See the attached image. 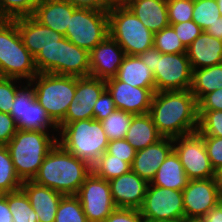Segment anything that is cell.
I'll list each match as a JSON object with an SVG mask.
<instances>
[{"instance_id":"cell-46","label":"cell","mask_w":222,"mask_h":222,"mask_svg":"<svg viewBox=\"0 0 222 222\" xmlns=\"http://www.w3.org/2000/svg\"><path fill=\"white\" fill-rule=\"evenodd\" d=\"M17 130L14 118L8 113L0 112V146H6Z\"/></svg>"},{"instance_id":"cell-41","label":"cell","mask_w":222,"mask_h":222,"mask_svg":"<svg viewBox=\"0 0 222 222\" xmlns=\"http://www.w3.org/2000/svg\"><path fill=\"white\" fill-rule=\"evenodd\" d=\"M106 152L118 159H122L130 166L132 165L136 154L134 147H132L125 138L109 141Z\"/></svg>"},{"instance_id":"cell-1","label":"cell","mask_w":222,"mask_h":222,"mask_svg":"<svg viewBox=\"0 0 222 222\" xmlns=\"http://www.w3.org/2000/svg\"><path fill=\"white\" fill-rule=\"evenodd\" d=\"M149 114L162 137L174 139L198 130V104L190 90L155 92Z\"/></svg>"},{"instance_id":"cell-42","label":"cell","mask_w":222,"mask_h":222,"mask_svg":"<svg viewBox=\"0 0 222 222\" xmlns=\"http://www.w3.org/2000/svg\"><path fill=\"white\" fill-rule=\"evenodd\" d=\"M181 43L187 48L202 32L203 30L193 20L185 21L178 24H170Z\"/></svg>"},{"instance_id":"cell-3","label":"cell","mask_w":222,"mask_h":222,"mask_svg":"<svg viewBox=\"0 0 222 222\" xmlns=\"http://www.w3.org/2000/svg\"><path fill=\"white\" fill-rule=\"evenodd\" d=\"M57 138V135L47 131L17 130L6 147L15 171L22 181L34 178L44 158L56 145Z\"/></svg>"},{"instance_id":"cell-47","label":"cell","mask_w":222,"mask_h":222,"mask_svg":"<svg viewBox=\"0 0 222 222\" xmlns=\"http://www.w3.org/2000/svg\"><path fill=\"white\" fill-rule=\"evenodd\" d=\"M197 104L198 110H222V88L206 94Z\"/></svg>"},{"instance_id":"cell-45","label":"cell","mask_w":222,"mask_h":222,"mask_svg":"<svg viewBox=\"0 0 222 222\" xmlns=\"http://www.w3.org/2000/svg\"><path fill=\"white\" fill-rule=\"evenodd\" d=\"M104 222H145L139 209L116 208Z\"/></svg>"},{"instance_id":"cell-15","label":"cell","mask_w":222,"mask_h":222,"mask_svg":"<svg viewBox=\"0 0 222 222\" xmlns=\"http://www.w3.org/2000/svg\"><path fill=\"white\" fill-rule=\"evenodd\" d=\"M182 195L185 219L205 217L222 201L214 178L189 180Z\"/></svg>"},{"instance_id":"cell-29","label":"cell","mask_w":222,"mask_h":222,"mask_svg":"<svg viewBox=\"0 0 222 222\" xmlns=\"http://www.w3.org/2000/svg\"><path fill=\"white\" fill-rule=\"evenodd\" d=\"M222 88V63L193 70L191 93L197 103L216 89Z\"/></svg>"},{"instance_id":"cell-26","label":"cell","mask_w":222,"mask_h":222,"mask_svg":"<svg viewBox=\"0 0 222 222\" xmlns=\"http://www.w3.org/2000/svg\"><path fill=\"white\" fill-rule=\"evenodd\" d=\"M189 179L184 172L178 154L173 149L156 171L151 185L182 191Z\"/></svg>"},{"instance_id":"cell-25","label":"cell","mask_w":222,"mask_h":222,"mask_svg":"<svg viewBox=\"0 0 222 222\" xmlns=\"http://www.w3.org/2000/svg\"><path fill=\"white\" fill-rule=\"evenodd\" d=\"M125 5L153 33L170 25L167 0H127Z\"/></svg>"},{"instance_id":"cell-16","label":"cell","mask_w":222,"mask_h":222,"mask_svg":"<svg viewBox=\"0 0 222 222\" xmlns=\"http://www.w3.org/2000/svg\"><path fill=\"white\" fill-rule=\"evenodd\" d=\"M106 90V82L103 79L87 76H76V92L70 103L64 121L60 125L92 119L94 104Z\"/></svg>"},{"instance_id":"cell-8","label":"cell","mask_w":222,"mask_h":222,"mask_svg":"<svg viewBox=\"0 0 222 222\" xmlns=\"http://www.w3.org/2000/svg\"><path fill=\"white\" fill-rule=\"evenodd\" d=\"M35 96L51 120L59 126L76 92V76L38 73L31 80Z\"/></svg>"},{"instance_id":"cell-33","label":"cell","mask_w":222,"mask_h":222,"mask_svg":"<svg viewBox=\"0 0 222 222\" xmlns=\"http://www.w3.org/2000/svg\"><path fill=\"white\" fill-rule=\"evenodd\" d=\"M134 114L116 109L107 118L101 121L105 134L109 141L123 139Z\"/></svg>"},{"instance_id":"cell-31","label":"cell","mask_w":222,"mask_h":222,"mask_svg":"<svg viewBox=\"0 0 222 222\" xmlns=\"http://www.w3.org/2000/svg\"><path fill=\"white\" fill-rule=\"evenodd\" d=\"M91 168L96 176L107 181L126 174L131 170V166L127 162L107 152L103 153Z\"/></svg>"},{"instance_id":"cell-35","label":"cell","mask_w":222,"mask_h":222,"mask_svg":"<svg viewBox=\"0 0 222 222\" xmlns=\"http://www.w3.org/2000/svg\"><path fill=\"white\" fill-rule=\"evenodd\" d=\"M192 15V20L201 27L203 31L221 17L216 0H194Z\"/></svg>"},{"instance_id":"cell-22","label":"cell","mask_w":222,"mask_h":222,"mask_svg":"<svg viewBox=\"0 0 222 222\" xmlns=\"http://www.w3.org/2000/svg\"><path fill=\"white\" fill-rule=\"evenodd\" d=\"M21 189L28 197L39 222H55L59 202L64 196L63 194L38 185L32 180L23 181Z\"/></svg>"},{"instance_id":"cell-12","label":"cell","mask_w":222,"mask_h":222,"mask_svg":"<svg viewBox=\"0 0 222 222\" xmlns=\"http://www.w3.org/2000/svg\"><path fill=\"white\" fill-rule=\"evenodd\" d=\"M173 149L178 154L189 180L214 177L204 139L198 131L174 138Z\"/></svg>"},{"instance_id":"cell-14","label":"cell","mask_w":222,"mask_h":222,"mask_svg":"<svg viewBox=\"0 0 222 222\" xmlns=\"http://www.w3.org/2000/svg\"><path fill=\"white\" fill-rule=\"evenodd\" d=\"M76 196L81 202L88 222H104L117 208L113 202L109 182L93 172L85 178Z\"/></svg>"},{"instance_id":"cell-51","label":"cell","mask_w":222,"mask_h":222,"mask_svg":"<svg viewBox=\"0 0 222 222\" xmlns=\"http://www.w3.org/2000/svg\"><path fill=\"white\" fill-rule=\"evenodd\" d=\"M203 218L206 222H222V201Z\"/></svg>"},{"instance_id":"cell-38","label":"cell","mask_w":222,"mask_h":222,"mask_svg":"<svg viewBox=\"0 0 222 222\" xmlns=\"http://www.w3.org/2000/svg\"><path fill=\"white\" fill-rule=\"evenodd\" d=\"M201 136L222 138V110H198V130Z\"/></svg>"},{"instance_id":"cell-54","label":"cell","mask_w":222,"mask_h":222,"mask_svg":"<svg viewBox=\"0 0 222 222\" xmlns=\"http://www.w3.org/2000/svg\"><path fill=\"white\" fill-rule=\"evenodd\" d=\"M106 2L111 6L125 4L126 0H106Z\"/></svg>"},{"instance_id":"cell-53","label":"cell","mask_w":222,"mask_h":222,"mask_svg":"<svg viewBox=\"0 0 222 222\" xmlns=\"http://www.w3.org/2000/svg\"><path fill=\"white\" fill-rule=\"evenodd\" d=\"M214 181L218 186V189L222 193V166H219L214 170Z\"/></svg>"},{"instance_id":"cell-7","label":"cell","mask_w":222,"mask_h":222,"mask_svg":"<svg viewBox=\"0 0 222 222\" xmlns=\"http://www.w3.org/2000/svg\"><path fill=\"white\" fill-rule=\"evenodd\" d=\"M108 29L126 55H139L153 47L154 33L125 4L110 6Z\"/></svg>"},{"instance_id":"cell-2","label":"cell","mask_w":222,"mask_h":222,"mask_svg":"<svg viewBox=\"0 0 222 222\" xmlns=\"http://www.w3.org/2000/svg\"><path fill=\"white\" fill-rule=\"evenodd\" d=\"M91 172L92 168L86 161L66 151L57 142L44 158L32 181L64 196L77 195Z\"/></svg>"},{"instance_id":"cell-56","label":"cell","mask_w":222,"mask_h":222,"mask_svg":"<svg viewBox=\"0 0 222 222\" xmlns=\"http://www.w3.org/2000/svg\"><path fill=\"white\" fill-rule=\"evenodd\" d=\"M217 4H218V8H219V11L221 13V16H222V0H216Z\"/></svg>"},{"instance_id":"cell-9","label":"cell","mask_w":222,"mask_h":222,"mask_svg":"<svg viewBox=\"0 0 222 222\" xmlns=\"http://www.w3.org/2000/svg\"><path fill=\"white\" fill-rule=\"evenodd\" d=\"M109 35L108 11L76 8L64 37L89 52Z\"/></svg>"},{"instance_id":"cell-37","label":"cell","mask_w":222,"mask_h":222,"mask_svg":"<svg viewBox=\"0 0 222 222\" xmlns=\"http://www.w3.org/2000/svg\"><path fill=\"white\" fill-rule=\"evenodd\" d=\"M40 0H0V19L32 16Z\"/></svg>"},{"instance_id":"cell-10","label":"cell","mask_w":222,"mask_h":222,"mask_svg":"<svg viewBox=\"0 0 222 222\" xmlns=\"http://www.w3.org/2000/svg\"><path fill=\"white\" fill-rule=\"evenodd\" d=\"M139 211L144 220L182 222L185 219L182 191L148 183Z\"/></svg>"},{"instance_id":"cell-30","label":"cell","mask_w":222,"mask_h":222,"mask_svg":"<svg viewBox=\"0 0 222 222\" xmlns=\"http://www.w3.org/2000/svg\"><path fill=\"white\" fill-rule=\"evenodd\" d=\"M6 199L13 222H39L25 192L20 188L16 191L6 193Z\"/></svg>"},{"instance_id":"cell-13","label":"cell","mask_w":222,"mask_h":222,"mask_svg":"<svg viewBox=\"0 0 222 222\" xmlns=\"http://www.w3.org/2000/svg\"><path fill=\"white\" fill-rule=\"evenodd\" d=\"M156 71L153 73L155 92L190 90L193 70L186 53H157Z\"/></svg>"},{"instance_id":"cell-39","label":"cell","mask_w":222,"mask_h":222,"mask_svg":"<svg viewBox=\"0 0 222 222\" xmlns=\"http://www.w3.org/2000/svg\"><path fill=\"white\" fill-rule=\"evenodd\" d=\"M194 0H167L169 24L191 21Z\"/></svg>"},{"instance_id":"cell-57","label":"cell","mask_w":222,"mask_h":222,"mask_svg":"<svg viewBox=\"0 0 222 222\" xmlns=\"http://www.w3.org/2000/svg\"><path fill=\"white\" fill-rule=\"evenodd\" d=\"M145 222H164V221H149V220H145Z\"/></svg>"},{"instance_id":"cell-21","label":"cell","mask_w":222,"mask_h":222,"mask_svg":"<svg viewBox=\"0 0 222 222\" xmlns=\"http://www.w3.org/2000/svg\"><path fill=\"white\" fill-rule=\"evenodd\" d=\"M172 150L173 139L162 137L154 144L136 151L131 170L147 183H151L156 171Z\"/></svg>"},{"instance_id":"cell-28","label":"cell","mask_w":222,"mask_h":222,"mask_svg":"<svg viewBox=\"0 0 222 222\" xmlns=\"http://www.w3.org/2000/svg\"><path fill=\"white\" fill-rule=\"evenodd\" d=\"M161 138L162 136L159 134L149 113L134 115L125 136V139L136 151L154 144Z\"/></svg>"},{"instance_id":"cell-11","label":"cell","mask_w":222,"mask_h":222,"mask_svg":"<svg viewBox=\"0 0 222 222\" xmlns=\"http://www.w3.org/2000/svg\"><path fill=\"white\" fill-rule=\"evenodd\" d=\"M10 115L14 118L19 130L59 131L46 110L40 105L31 81L20 85L13 101ZM50 128V129H49Z\"/></svg>"},{"instance_id":"cell-23","label":"cell","mask_w":222,"mask_h":222,"mask_svg":"<svg viewBox=\"0 0 222 222\" xmlns=\"http://www.w3.org/2000/svg\"><path fill=\"white\" fill-rule=\"evenodd\" d=\"M75 9L66 0H40L32 17L41 25L65 35Z\"/></svg>"},{"instance_id":"cell-18","label":"cell","mask_w":222,"mask_h":222,"mask_svg":"<svg viewBox=\"0 0 222 222\" xmlns=\"http://www.w3.org/2000/svg\"><path fill=\"white\" fill-rule=\"evenodd\" d=\"M126 54L109 35L89 52L91 77L107 80L117 75Z\"/></svg>"},{"instance_id":"cell-44","label":"cell","mask_w":222,"mask_h":222,"mask_svg":"<svg viewBox=\"0 0 222 222\" xmlns=\"http://www.w3.org/2000/svg\"><path fill=\"white\" fill-rule=\"evenodd\" d=\"M210 163L215 170L222 166V138L215 136H202Z\"/></svg>"},{"instance_id":"cell-50","label":"cell","mask_w":222,"mask_h":222,"mask_svg":"<svg viewBox=\"0 0 222 222\" xmlns=\"http://www.w3.org/2000/svg\"><path fill=\"white\" fill-rule=\"evenodd\" d=\"M12 213L10 212L6 193L0 194V222H13Z\"/></svg>"},{"instance_id":"cell-36","label":"cell","mask_w":222,"mask_h":222,"mask_svg":"<svg viewBox=\"0 0 222 222\" xmlns=\"http://www.w3.org/2000/svg\"><path fill=\"white\" fill-rule=\"evenodd\" d=\"M153 47L164 54L186 53V48L171 25L154 33Z\"/></svg>"},{"instance_id":"cell-4","label":"cell","mask_w":222,"mask_h":222,"mask_svg":"<svg viewBox=\"0 0 222 222\" xmlns=\"http://www.w3.org/2000/svg\"><path fill=\"white\" fill-rule=\"evenodd\" d=\"M57 142L77 158L92 166L106 152L109 140L101 121L94 118L58 126ZM61 137V138H60Z\"/></svg>"},{"instance_id":"cell-19","label":"cell","mask_w":222,"mask_h":222,"mask_svg":"<svg viewBox=\"0 0 222 222\" xmlns=\"http://www.w3.org/2000/svg\"><path fill=\"white\" fill-rule=\"evenodd\" d=\"M117 208L139 209L145 198L148 183L130 170L108 181Z\"/></svg>"},{"instance_id":"cell-52","label":"cell","mask_w":222,"mask_h":222,"mask_svg":"<svg viewBox=\"0 0 222 222\" xmlns=\"http://www.w3.org/2000/svg\"><path fill=\"white\" fill-rule=\"evenodd\" d=\"M210 36L222 40V16L205 30Z\"/></svg>"},{"instance_id":"cell-40","label":"cell","mask_w":222,"mask_h":222,"mask_svg":"<svg viewBox=\"0 0 222 222\" xmlns=\"http://www.w3.org/2000/svg\"><path fill=\"white\" fill-rule=\"evenodd\" d=\"M18 79L0 77V112L10 114L17 93Z\"/></svg>"},{"instance_id":"cell-43","label":"cell","mask_w":222,"mask_h":222,"mask_svg":"<svg viewBox=\"0 0 222 222\" xmlns=\"http://www.w3.org/2000/svg\"><path fill=\"white\" fill-rule=\"evenodd\" d=\"M115 110L116 107L112 95L106 89L94 104L93 118L97 121H102Z\"/></svg>"},{"instance_id":"cell-17","label":"cell","mask_w":222,"mask_h":222,"mask_svg":"<svg viewBox=\"0 0 222 222\" xmlns=\"http://www.w3.org/2000/svg\"><path fill=\"white\" fill-rule=\"evenodd\" d=\"M105 82L116 109L134 115L149 113L155 89L134 87L119 81L116 77L109 78Z\"/></svg>"},{"instance_id":"cell-49","label":"cell","mask_w":222,"mask_h":222,"mask_svg":"<svg viewBox=\"0 0 222 222\" xmlns=\"http://www.w3.org/2000/svg\"><path fill=\"white\" fill-rule=\"evenodd\" d=\"M159 52L158 49L155 47H152L150 49H147L143 53L139 54L138 56L143 61L144 64H146L152 73L156 71V63H157V53Z\"/></svg>"},{"instance_id":"cell-32","label":"cell","mask_w":222,"mask_h":222,"mask_svg":"<svg viewBox=\"0 0 222 222\" xmlns=\"http://www.w3.org/2000/svg\"><path fill=\"white\" fill-rule=\"evenodd\" d=\"M22 183L15 171L8 148L0 146V194L16 191L21 188Z\"/></svg>"},{"instance_id":"cell-27","label":"cell","mask_w":222,"mask_h":222,"mask_svg":"<svg viewBox=\"0 0 222 222\" xmlns=\"http://www.w3.org/2000/svg\"><path fill=\"white\" fill-rule=\"evenodd\" d=\"M115 77L134 87L155 89L153 73L138 55H126Z\"/></svg>"},{"instance_id":"cell-20","label":"cell","mask_w":222,"mask_h":222,"mask_svg":"<svg viewBox=\"0 0 222 222\" xmlns=\"http://www.w3.org/2000/svg\"><path fill=\"white\" fill-rule=\"evenodd\" d=\"M12 20L17 25L23 45L33 57L42 49L55 45L64 37L61 33L41 25L32 16H23Z\"/></svg>"},{"instance_id":"cell-34","label":"cell","mask_w":222,"mask_h":222,"mask_svg":"<svg viewBox=\"0 0 222 222\" xmlns=\"http://www.w3.org/2000/svg\"><path fill=\"white\" fill-rule=\"evenodd\" d=\"M55 222H88L76 195L63 196L59 202Z\"/></svg>"},{"instance_id":"cell-5","label":"cell","mask_w":222,"mask_h":222,"mask_svg":"<svg viewBox=\"0 0 222 222\" xmlns=\"http://www.w3.org/2000/svg\"><path fill=\"white\" fill-rule=\"evenodd\" d=\"M38 74L34 57L23 45L16 23L0 19V77L31 81Z\"/></svg>"},{"instance_id":"cell-24","label":"cell","mask_w":222,"mask_h":222,"mask_svg":"<svg viewBox=\"0 0 222 222\" xmlns=\"http://www.w3.org/2000/svg\"><path fill=\"white\" fill-rule=\"evenodd\" d=\"M186 54L192 70L222 63V40L203 31L187 48Z\"/></svg>"},{"instance_id":"cell-48","label":"cell","mask_w":222,"mask_h":222,"mask_svg":"<svg viewBox=\"0 0 222 222\" xmlns=\"http://www.w3.org/2000/svg\"><path fill=\"white\" fill-rule=\"evenodd\" d=\"M76 8H87L99 11H108L110 5L106 0H66Z\"/></svg>"},{"instance_id":"cell-6","label":"cell","mask_w":222,"mask_h":222,"mask_svg":"<svg viewBox=\"0 0 222 222\" xmlns=\"http://www.w3.org/2000/svg\"><path fill=\"white\" fill-rule=\"evenodd\" d=\"M34 63L38 73L77 77L90 75L89 51L76 46L66 37L39 51Z\"/></svg>"},{"instance_id":"cell-55","label":"cell","mask_w":222,"mask_h":222,"mask_svg":"<svg viewBox=\"0 0 222 222\" xmlns=\"http://www.w3.org/2000/svg\"><path fill=\"white\" fill-rule=\"evenodd\" d=\"M182 222H206L203 217L184 219Z\"/></svg>"}]
</instances>
